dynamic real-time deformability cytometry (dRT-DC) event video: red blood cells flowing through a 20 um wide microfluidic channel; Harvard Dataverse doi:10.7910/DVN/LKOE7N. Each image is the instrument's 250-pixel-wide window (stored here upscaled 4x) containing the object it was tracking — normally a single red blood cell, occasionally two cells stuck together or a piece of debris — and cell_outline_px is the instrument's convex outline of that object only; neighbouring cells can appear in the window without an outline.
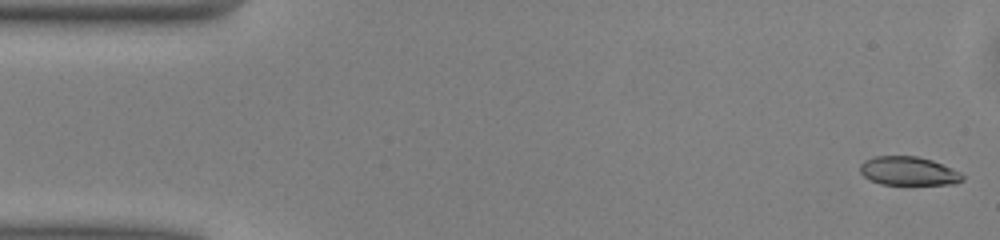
{"species": "common noctule bat (a hibernating species)", "species_latin": "Nyctalus noctula", "temperature_condition": "warm", "stored_images_in_passage": 49, "camera_frame_rate_fps": 3000, "um_per_image_px": 0.085, "animal": {"sex": "male", "body_mass_g": 13.0, "forearm_length_mm": 53.1}, "frame": {"image": 1, "passage_image": 1, "time_ms": 0.0, "image_size_px": [1000, 240], "cell_outline_px": [[964, 180], [956, 184], [880, 184], [864, 176], [860, 172], [860, 164], [864, 160], [876, 156], [916, 156], [932, 160], [952, 168], [960, 172], [964, 176]], "centroid_in_image_um": [77.24, 14.53], "position_along_channel_um": 7.8, "area_um2": 17.11}}
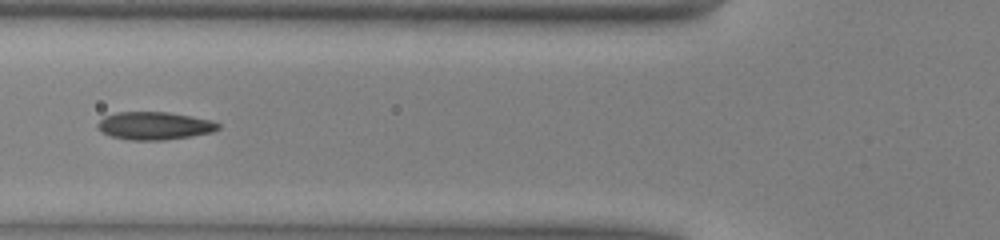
{"frame": {"image": 2, "passage_image": 18, "time_ms": 5.667, "image_size_px": [1000, 240], "cell_outline_px": [[220, 128], [212, 132], [192, 136], [164, 140], [128, 140], [112, 136], [104, 132], [96, 124], [104, 116], [116, 112], [168, 112], [212, 120], [220, 124]], "centroid_in_image_um": [13.15, 10.69], "position_along_channel_um": 112.6, "area_um2": 19.48}}
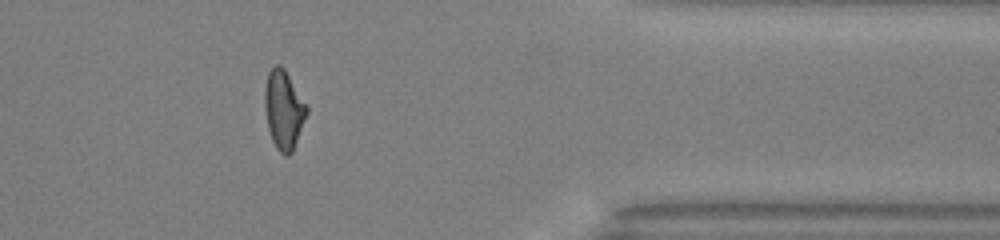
{"frame": {"image": 3, "passage_image": 40, "time_ms": 13.0, "image_size_px": [1000, 240], "cell_outline_px": [[308, 112], [292, 152], [288, 156], [284, 156], [276, 148], [272, 140], [268, 128], [264, 108], [264, 88], [268, 72], [276, 64], [280, 64], [284, 68], [308, 104]], "centroid_in_image_um": [24.12, 9.31], "position_along_channel_um": 387.3, "area_um2": 19.54}, "authors_computed_cell_mechanics": {"area_um2": 18.9006, "velocity_mm_per_s": 4.0876, "shape_relaxation_time_tau1_ms": 8.7569, "shape_relaxation_time_tau2_ms": 1.5344, "deformation_change_tau1": 0.2583, "deformation_change_tau2": 0.083}}